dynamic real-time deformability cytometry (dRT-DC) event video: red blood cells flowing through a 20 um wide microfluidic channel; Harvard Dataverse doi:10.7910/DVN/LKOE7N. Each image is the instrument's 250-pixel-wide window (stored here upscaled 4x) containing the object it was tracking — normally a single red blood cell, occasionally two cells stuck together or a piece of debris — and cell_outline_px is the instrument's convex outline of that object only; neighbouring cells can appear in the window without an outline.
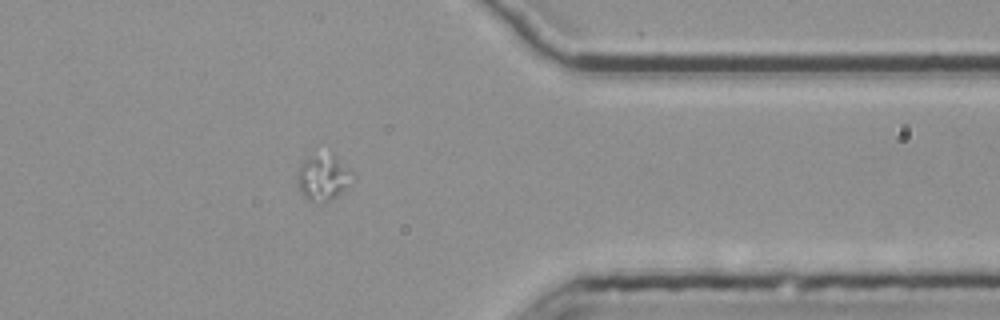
{"species": "common noctule bat (a hibernating species)", "species_latin": "Nyctalus noctula", "temperature_condition": "room temperature", "stored_images_in_passage": 48, "segment_of_instrument_passage": [1, 2], "camera_frame_rate_fps": 3000, "um_per_image_px": 0.085, "animal": {"sex": "female", "body_mass_g": 25.1}, "frame": {"image": 1, "passage_image": 36, "time_ms": 11.667, "image_size_px": [1000, 320], "cell_outline_px": [[356, 176], [332, 200], [324, 204], [316, 204], [308, 200], [300, 192], [296, 176], [296, 172], [304, 160], [308, 156], [332, 152]], "centroid_in_image_um": [27.44, 15.1], "position_along_channel_um": 384.0, "area_um2": 15.09}}